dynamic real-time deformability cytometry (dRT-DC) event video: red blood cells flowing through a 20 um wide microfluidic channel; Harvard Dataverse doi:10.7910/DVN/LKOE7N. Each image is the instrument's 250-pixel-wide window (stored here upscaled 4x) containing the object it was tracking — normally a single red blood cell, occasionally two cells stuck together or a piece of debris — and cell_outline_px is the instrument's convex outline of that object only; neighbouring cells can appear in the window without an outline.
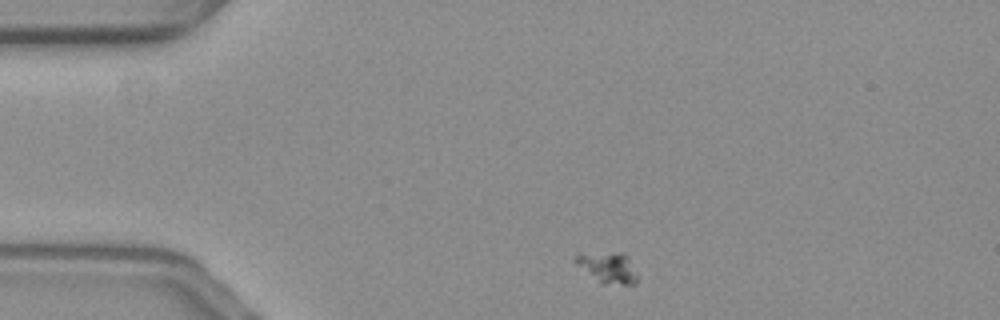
{"species": "common noctule bat (a hibernating species)", "species_latin": "Nyctalus noctula", "temperature_condition": "warm", "stored_images_in_passage": 49, "camera_frame_rate_fps": 3000, "um_per_image_px": 0.085, "animal": {"sex": "female", "body_mass_g": 19.3, "forearm_length_mm": 54.1}, "frame": {"image": 1, "passage_image": 1, "time_ms": 0.0, "image_size_px": [1000, 320], "cell_outline_px": [[636, 284], [600, 284], [576, 264], [576, 252], [624, 252], [628, 256], [636, 276]], "centroid_in_image_um": [51.62, 22.71], "position_along_channel_um": 33.4, "area_um2": 11.27}}